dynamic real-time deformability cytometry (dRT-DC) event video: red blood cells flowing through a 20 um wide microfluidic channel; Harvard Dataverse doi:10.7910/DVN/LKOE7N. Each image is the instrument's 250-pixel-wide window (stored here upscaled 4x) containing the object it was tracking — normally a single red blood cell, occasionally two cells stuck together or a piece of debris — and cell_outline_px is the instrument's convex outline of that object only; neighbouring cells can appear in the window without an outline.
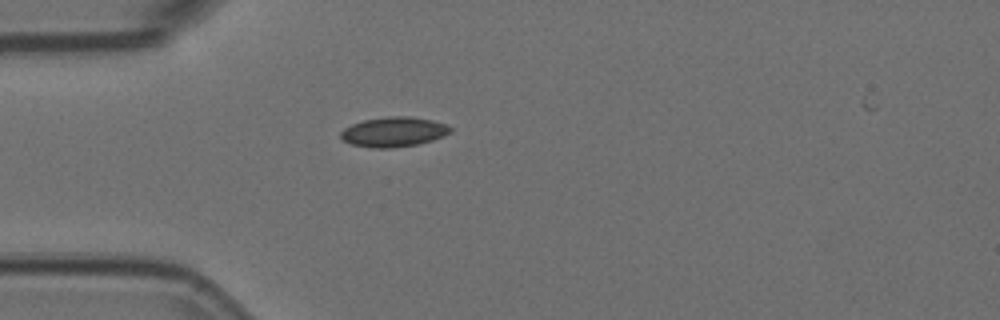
{"species": "Egyptian fruit bat (a non-hibernating species)", "species_latin": "Rousettus aegyptiacus", "temperature_condition": "room temperature", "stored_images_in_passage": 39, "camera_frame_rate_fps": 3000, "um_per_image_px": 0.085, "animal": {"sex": "female"}, "frame": {"image": 1, "passage_image": 1, "time_ms": 0.0, "image_size_px": [1000, 320], "cell_outline_px": [[452, 132], [444, 136], [432, 140], [416, 144], [392, 148], [372, 148], [352, 144], [344, 140], [340, 136], [340, 132], [344, 128], [352, 124], [364, 120], [388, 116], [408, 116], [432, 120], [448, 124], [452, 128]], "centroid_in_image_um": [33.49, 11.2], "position_along_channel_um": 51.5, "area_um2": 19.07}}
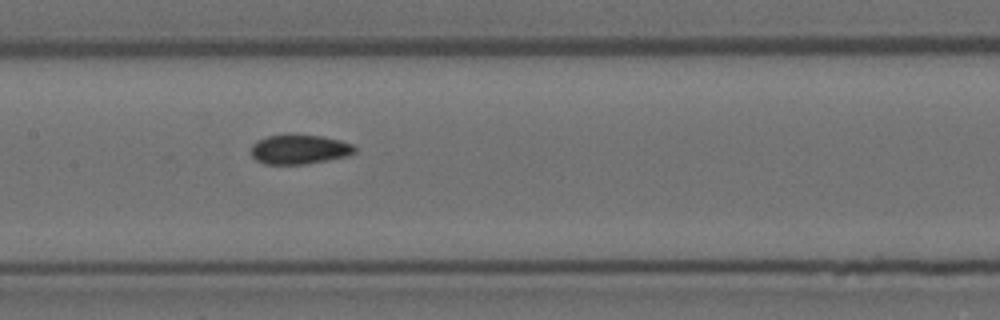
{"frame": {"image": 2, "passage_image": 12, "time_ms": 3.667, "image_size_px": [1000, 320], "cell_outline_px": [[356, 152], [348, 156], [328, 160], [304, 164], [264, 164], [256, 160], [252, 156], [252, 144], [256, 140], [268, 136], [288, 132], [324, 136], [340, 140], [352, 144], [356, 148]], "centroid_in_image_um": [25.44, 12.66], "position_along_channel_um": 182.0, "area_um2": 18.38}}
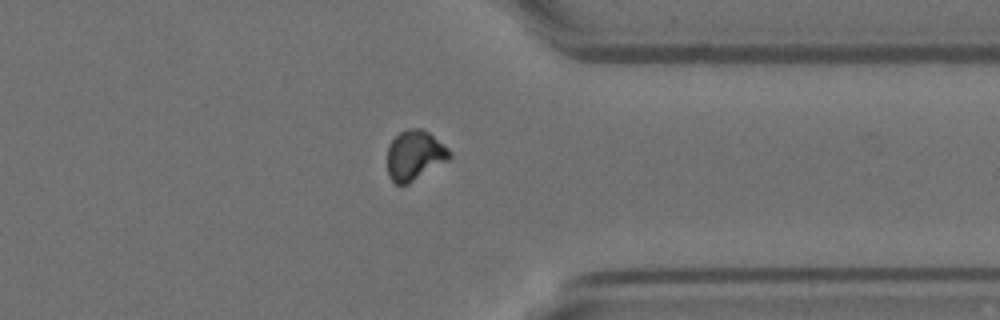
{"frame": {"image": 3, "passage_image": 28, "time_ms": 9.0, "image_size_px": [1000, 320], "cell_outline_px": [[452, 156], [448, 160], [408, 184], [396, 184], [388, 176], [388, 144], [404, 128], [420, 128], [428, 132], [448, 148], [452, 152]], "centroid_in_image_um": [35.24, 13.19], "position_along_channel_um": 376.2, "area_um2": 18.03}, "authors_computed_cell_mechanics": {"area_um2": 17.918, "velocity_mm_per_s": 3.7554, "shape_relaxation_time_tau1_ms": null, "shape_relaxation_time_tau2_ms": 2.4468, "deformation_change_tau1": null, "deformation_change_tau2": 0.0397}}